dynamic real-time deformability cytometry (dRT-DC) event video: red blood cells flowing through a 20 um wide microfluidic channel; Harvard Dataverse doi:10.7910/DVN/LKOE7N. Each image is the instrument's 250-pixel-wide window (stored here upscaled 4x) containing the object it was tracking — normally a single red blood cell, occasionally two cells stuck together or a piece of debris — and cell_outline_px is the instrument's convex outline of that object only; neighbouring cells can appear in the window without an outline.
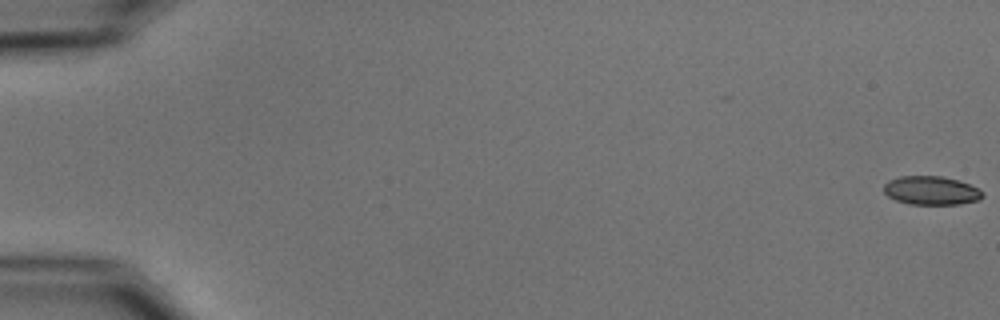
{"species": "common noctule bat (a hibernating species)", "species_latin": "Nyctalus noctula", "temperature_condition": "cold", "stored_images_in_passage": 56, "camera_frame_rate_fps": 3000, "um_per_image_px": 0.085, "animal": {"sex": "male", "body_mass_g": 15.6}, "frame": {"image": 1, "passage_image": 1, "time_ms": 0.0, "image_size_px": [1000, 320], "cell_outline_px": [[984, 196], [980, 200], [960, 204], [908, 204], [896, 200], [888, 196], [884, 192], [884, 184], [888, 180], [900, 176], [940, 176], [956, 180], [968, 184], [984, 192]], "centroid_in_image_um": [79.14, 16.2], "position_along_channel_um": 5.9, "area_um2": 16.47}}
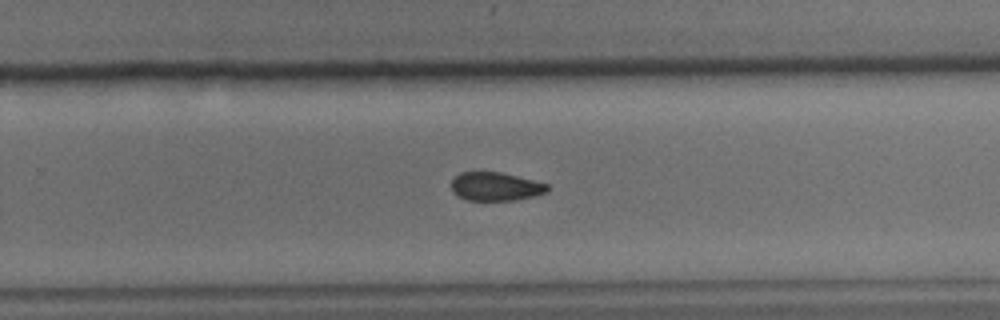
{"frame": {"image": 2, "passage_image": 37, "time_ms": 12.0, "image_size_px": [1000, 320], "cell_outline_px": [[548, 192], [532, 196], [512, 200], [468, 200], [456, 196], [452, 192], [452, 176], [460, 172], [500, 172], [548, 184]], "centroid_in_image_um": [42.06, 15.85], "position_along_channel_um": 287.7, "area_um2": 15.9}}
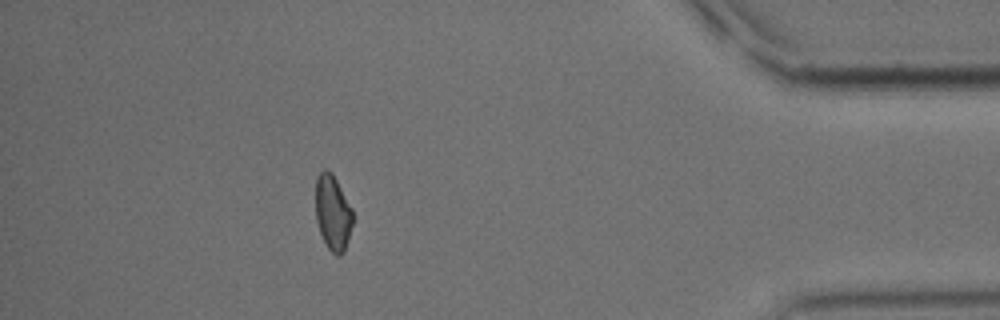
{"frame": {"image": 3, "passage_image": 50, "time_ms": 16.333, "image_size_px": [1000, 320], "cell_outline_px": [[352, 224], [344, 252], [340, 256], [336, 256], [328, 248], [320, 232], [316, 220], [316, 176], [324, 168], [332, 172], [352, 208]], "centroid_in_image_um": [28.28, 18.06], "position_along_channel_um": 406.9, "area_um2": 16.24}, "authors_computed_cell_mechanics": {"area_um2": 17.1377, "velocity_mm_per_s": 3.7239, "shape_relaxation_time_tau1_ms": 3.6662, "shape_relaxation_time_tau2_ms": 7.6459, "deformation_change_tau1": 0.1065, "deformation_change_tau2": 0.1294}}